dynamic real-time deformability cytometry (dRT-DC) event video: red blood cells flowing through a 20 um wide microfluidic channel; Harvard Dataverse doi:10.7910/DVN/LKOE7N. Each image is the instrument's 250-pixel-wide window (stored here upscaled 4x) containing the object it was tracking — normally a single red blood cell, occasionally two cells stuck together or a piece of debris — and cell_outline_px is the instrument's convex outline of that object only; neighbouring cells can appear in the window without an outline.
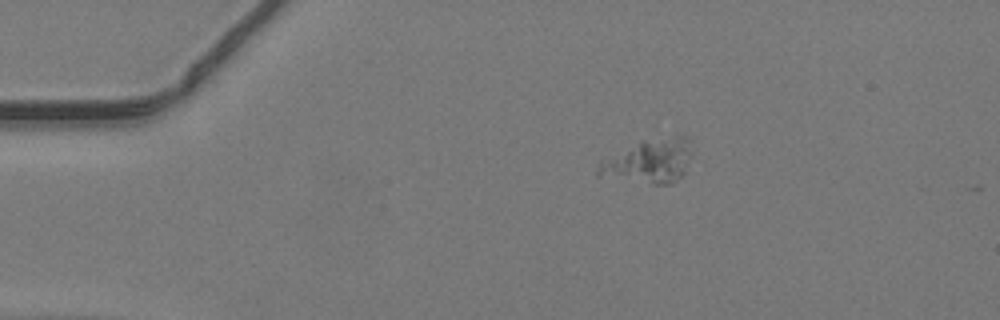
{"species": "common noctule bat (a hibernating species)", "species_latin": "Nyctalus noctula", "temperature_condition": "warm", "stored_images_in_passage": 8, "camera_frame_rate_fps": 3000, "um_per_image_px": 0.085, "animal": {"sex": "male", "body_mass_g": 19.2, "forearm_length_mm": 51.8}, "frame": {"image": 1, "passage_image": 1, "time_ms": 0.0, "image_size_px": [1000, 320], "cell_outline_px": [[688, 152], [684, 172], [672, 184], [652, 184], [596, 176], [596, 168], [600, 160], [640, 140], [676, 136], [688, 136]], "centroid_in_image_um": [55.05, 13.71], "position_along_channel_um": 29.9, "area_um2": 23.76}}